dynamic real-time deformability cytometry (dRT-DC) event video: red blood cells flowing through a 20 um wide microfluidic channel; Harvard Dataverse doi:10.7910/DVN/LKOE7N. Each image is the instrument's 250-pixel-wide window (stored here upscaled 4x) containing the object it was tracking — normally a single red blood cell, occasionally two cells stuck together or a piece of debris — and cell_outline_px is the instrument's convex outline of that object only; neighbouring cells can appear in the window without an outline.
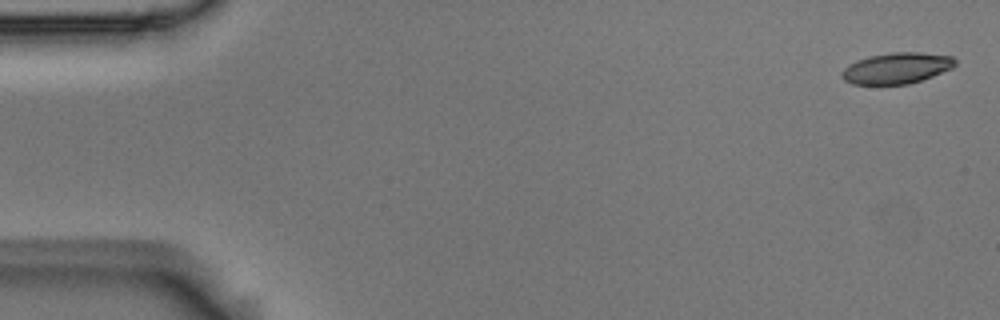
{"species": "Egyptian fruit bat (a non-hibernating species)", "species_latin": "Rousettus aegyptiacus", "temperature_condition": "room temperature", "stored_images_in_passage": 5, "camera_frame_rate_fps": 3000, "um_per_image_px": 0.085, "animal": {"sex": "male"}, "frame": {"image": 1, "passage_image": 1, "time_ms": 0.0, "image_size_px": [1000, 320], "cell_outline_px": [[956, 64], [952, 68], [932, 76], [908, 84], [852, 84], [844, 80], [840, 76], [840, 72], [848, 64], [856, 60], [868, 56], [892, 52], [920, 52], [952, 56], [956, 60]], "centroid_in_image_um": [76.18, 5.78], "position_along_channel_um": 8.8, "area_um2": 20.58}}
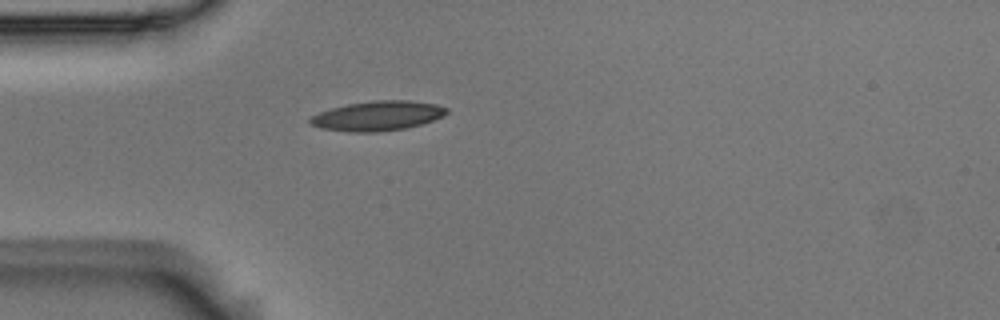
{"frame": {"image": 2, "passage_image": 5, "time_ms": 1.333, "image_size_px": [1000, 320], "cell_outline_px": [[448, 112], [444, 116], [420, 124], [404, 128], [380, 132], [348, 132], [320, 128], [312, 124], [308, 120], [312, 116], [320, 112], [332, 108], [348, 104], [376, 100], [408, 100], [436, 104], [448, 108]], "centroid_in_image_um": [32.11, 9.85], "position_along_channel_um": 52.9, "area_um2": 23.47}}